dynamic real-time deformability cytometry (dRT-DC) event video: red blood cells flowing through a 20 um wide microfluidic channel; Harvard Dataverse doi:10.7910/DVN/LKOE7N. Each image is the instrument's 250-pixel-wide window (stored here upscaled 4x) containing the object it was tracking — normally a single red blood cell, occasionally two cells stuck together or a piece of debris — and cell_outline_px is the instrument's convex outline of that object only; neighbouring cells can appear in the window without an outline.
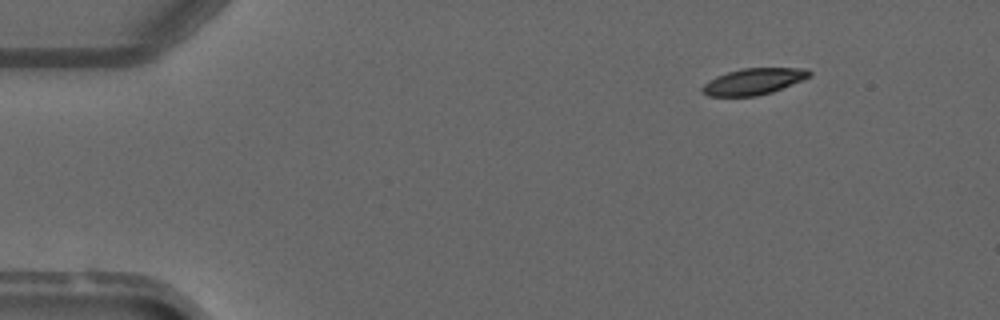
{"species": "common noctule bat (a hibernating species)", "species_latin": "Nyctalus noctula", "temperature_condition": "warm", "stored_images_in_passage": 3, "camera_frame_rate_fps": 3000, "um_per_image_px": 0.085, "animal": {"sex": "male", "forearm_length_mm": 52.5}, "frame": {"image": 1, "passage_image": 1, "time_ms": 0.0, "image_size_px": [1000, 320], "cell_outline_px": [[812, 76], [772, 92], [756, 96], [708, 96], [700, 88], [704, 84], [716, 76], [728, 72], [744, 68], [808, 68], [812, 72]], "centroid_in_image_um": [64.09, 6.92], "position_along_channel_um": 20.9, "area_um2": 16.36}}